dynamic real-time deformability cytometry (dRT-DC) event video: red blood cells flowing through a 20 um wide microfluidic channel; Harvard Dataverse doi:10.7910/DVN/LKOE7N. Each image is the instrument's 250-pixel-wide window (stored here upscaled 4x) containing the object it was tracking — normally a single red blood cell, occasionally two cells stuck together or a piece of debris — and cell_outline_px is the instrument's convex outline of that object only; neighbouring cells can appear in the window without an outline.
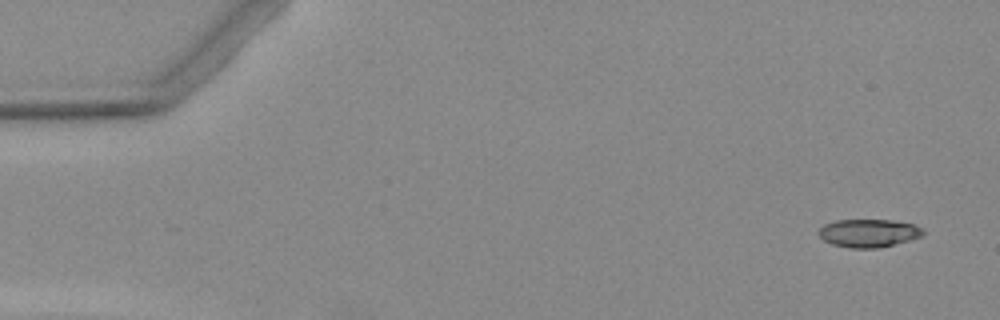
{"species": "Egyptian fruit bat (a non-hibernating species)", "species_latin": "Rousettus aegyptiacus", "temperature_condition": "warm", "stored_images_in_passage": 5, "camera_frame_rate_fps": 3000, "um_per_image_px": 0.085, "animal": {"sex": "female"}, "frame": {"image": 1, "passage_image": 1, "time_ms": 0.0, "image_size_px": [1000, 320], "cell_outline_px": [[924, 236], [880, 248], [848, 248], [832, 244], [824, 240], [820, 236], [820, 228], [824, 224], [836, 220], [892, 220], [912, 224], [920, 228], [924, 232]], "centroid_in_image_um": [73.84, 19.82], "position_along_channel_um": 11.2, "area_um2": 16.99}}
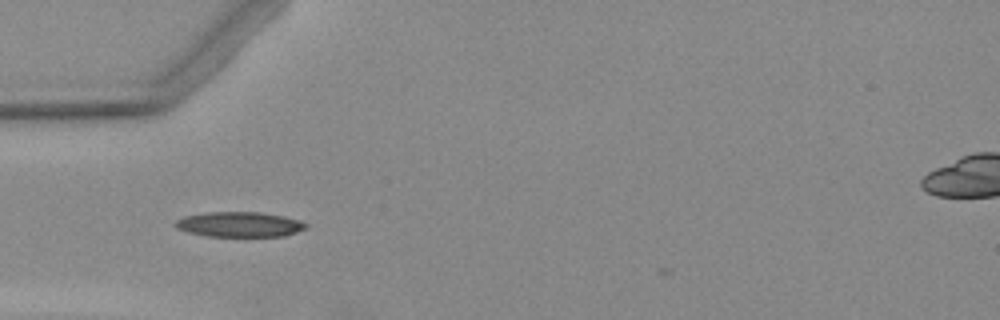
{"frame": {"image": 2, "passage_image": 4, "time_ms": 4.667, "image_size_px": [1000, 320], "cell_outline_px": [[308, 228], [296, 232], [280, 236], [208, 236], [188, 232], [176, 228], [172, 224], [176, 220], [184, 216], [204, 212], [260, 212], [284, 216], [300, 220], [308, 224]], "centroid_in_image_um": [20.34, 19.06], "position_along_channel_um": 64.7, "area_um2": 19.19}}